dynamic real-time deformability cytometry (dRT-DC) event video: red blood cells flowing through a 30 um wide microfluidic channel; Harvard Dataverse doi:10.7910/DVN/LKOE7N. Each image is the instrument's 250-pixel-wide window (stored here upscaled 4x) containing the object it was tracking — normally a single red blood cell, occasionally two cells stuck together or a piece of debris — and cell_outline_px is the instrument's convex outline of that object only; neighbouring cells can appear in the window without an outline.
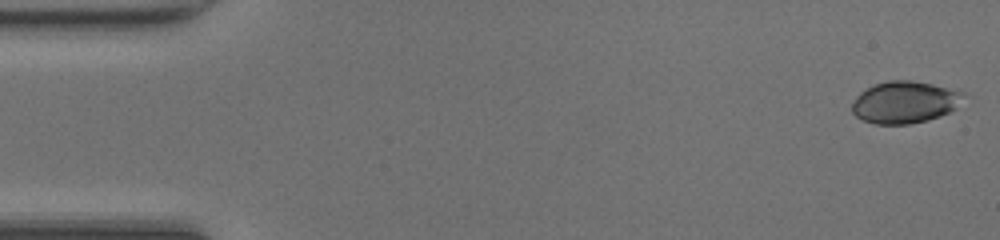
{"species": "common noctule bat (a hibernating species)", "species_latin": "Nyctalus noctula", "temperature_condition": "room temperature", "stored_images_in_passage": 47, "camera_frame_rate_fps": 3000, "um_per_image_px": 0.085, "animal": {"sex": "female", "body_mass_g": 20.0, "forearm_length_mm": 54.0}, "frame": {"image": 1, "passage_image": 1, "time_ms": 0.0, "image_size_px": [1000, 240], "cell_outline_px": [[964, 96], [956, 108], [940, 116], [928, 120], [908, 124], [876, 124], [864, 120], [856, 116], [852, 112], [852, 104], [856, 96], [860, 92], [876, 84], [888, 80], [912, 80], [932, 84], [964, 92]], "centroid_in_image_um": [76.89, 8.69], "position_along_channel_um": 8.1, "area_um2": 27.11}}
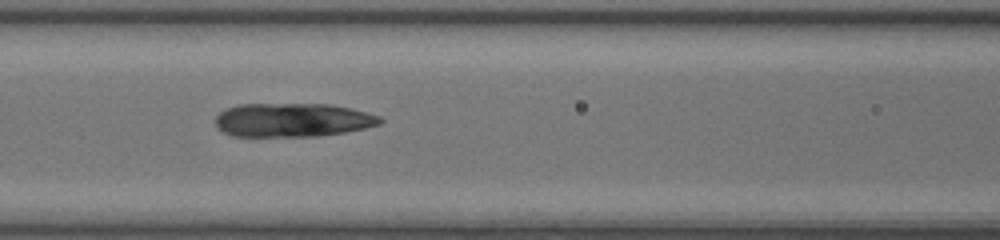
{"frame": {"image": 2, "passage_image": 20, "time_ms": 6.333, "image_size_px": [1000, 240], "cell_outline_px": [[384, 120], [380, 124], [364, 128], [344, 132], [320, 136], [232, 136], [216, 128], [216, 116], [220, 112], [236, 104], [332, 104], [352, 108], [380, 116]], "centroid_in_image_um": [24.87, 10.19], "position_along_channel_um": 141.7, "area_um2": 32.54}}
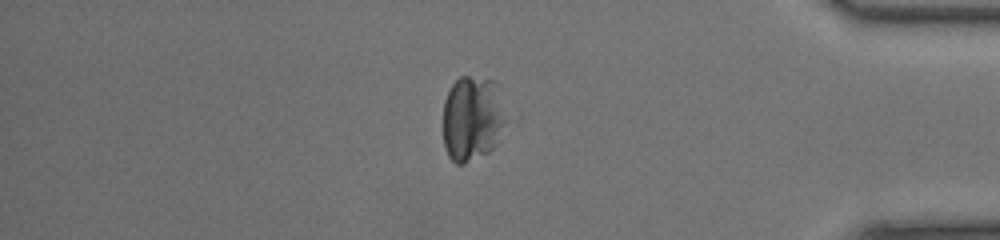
{"frame": {"image": 3, "passage_image": 40, "time_ms": 13.0, "image_size_px": [1000, 240], "cell_outline_px": [[520, 116], [516, 124], [488, 152], [464, 164], [456, 164], [448, 156], [444, 148], [444, 100], [452, 84], [460, 76], [468, 76], [496, 80]], "centroid_in_image_um": [40.44, 10.02], "position_along_channel_um": 394.8, "area_um2": 34.8}}